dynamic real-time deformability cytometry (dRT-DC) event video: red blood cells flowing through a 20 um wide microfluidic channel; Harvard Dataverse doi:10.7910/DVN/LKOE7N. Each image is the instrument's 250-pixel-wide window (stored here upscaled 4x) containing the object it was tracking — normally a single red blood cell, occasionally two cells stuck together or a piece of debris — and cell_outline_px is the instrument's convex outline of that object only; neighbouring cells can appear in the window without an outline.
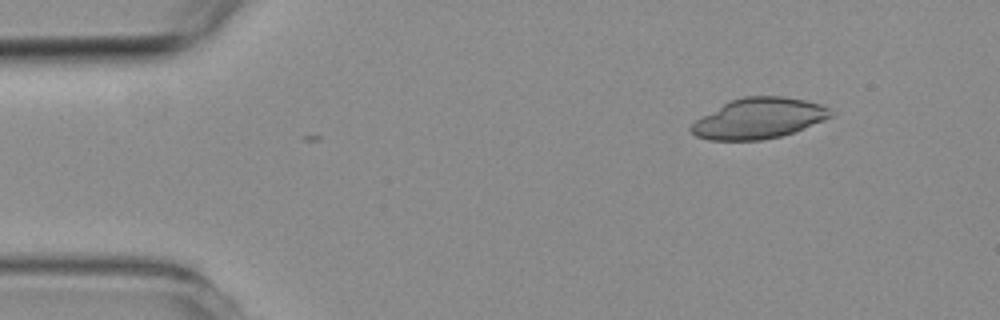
{"species": "common noctule bat (a hibernating species)", "species_latin": "Nyctalus noctula", "temperature_condition": "room temperature", "stored_images_in_passage": 4, "camera_frame_rate_fps": 3000, "um_per_image_px": 0.085, "animal": {"sex": "female", "body_mass_g": 19.3, "forearm_length_mm": 54.1}, "frame": {"image": 1, "passage_image": 1, "time_ms": 0.0, "image_size_px": [1000, 320], "cell_outline_px": [[832, 116], [824, 120], [792, 132], [780, 136], [760, 140], [708, 140], [696, 136], [688, 128], [696, 120], [724, 104], [732, 100], [744, 96], [784, 96], [804, 100], [820, 104], [828, 108]], "centroid_in_image_um": [64.48, 10.06], "position_along_channel_um": 20.5, "area_um2": 32.43}}